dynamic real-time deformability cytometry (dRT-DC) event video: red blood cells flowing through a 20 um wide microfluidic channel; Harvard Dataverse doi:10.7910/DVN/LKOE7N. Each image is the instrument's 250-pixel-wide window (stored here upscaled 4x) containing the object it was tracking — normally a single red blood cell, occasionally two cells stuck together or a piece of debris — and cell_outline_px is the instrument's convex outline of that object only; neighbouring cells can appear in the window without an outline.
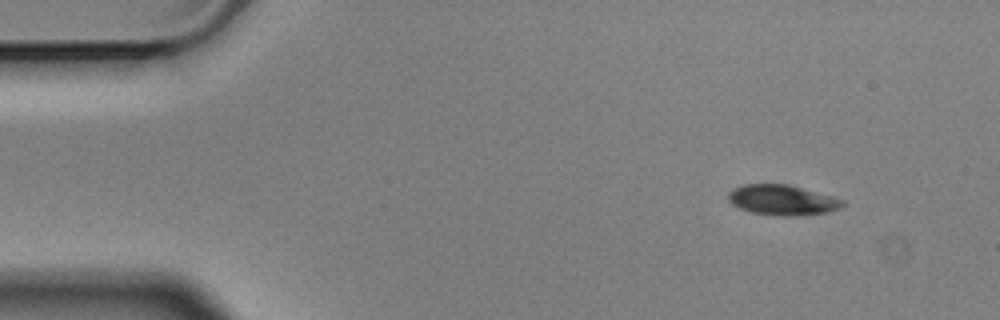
{"species": "Egyptian fruit bat (a non-hibernating species)", "species_latin": "Rousettus aegyptiacus", "temperature_condition": "cold", "stored_images_in_passage": 3, "camera_frame_rate_fps": 3000, "um_per_image_px": 0.085, "animal": {"sex": "male"}, "frame": {"image": 1, "passage_image": 1, "time_ms": 0.0, "image_size_px": [1000, 320], "cell_outline_px": [[844, 204], [840, 208], [828, 212], [788, 216], [780, 216], [752, 212], [740, 208], [732, 204], [728, 200], [728, 192], [732, 188], [744, 184], [788, 184], [832, 196], [844, 200]], "centroid_in_image_um": [66.47, 16.99], "position_along_channel_um": 18.5, "area_um2": 20.06}}